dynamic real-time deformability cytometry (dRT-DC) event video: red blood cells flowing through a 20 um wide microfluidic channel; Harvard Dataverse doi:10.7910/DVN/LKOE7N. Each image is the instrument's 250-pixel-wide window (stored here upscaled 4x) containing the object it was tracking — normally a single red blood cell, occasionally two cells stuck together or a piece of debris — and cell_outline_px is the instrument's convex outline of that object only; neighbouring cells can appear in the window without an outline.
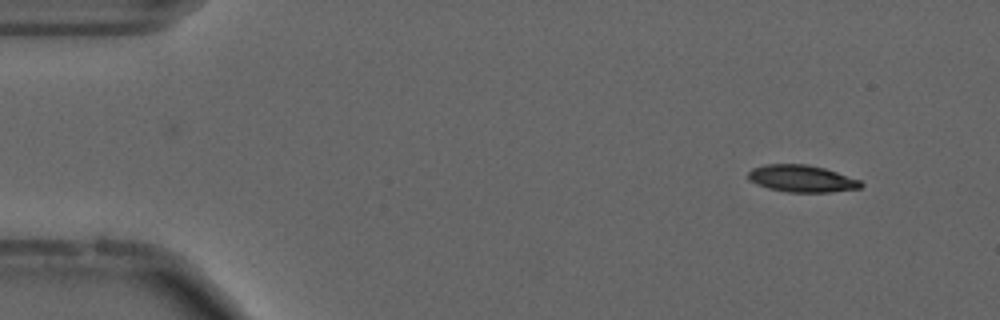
{"species": "common noctule bat (a hibernating species)", "species_latin": "Nyctalus noctula", "temperature_condition": "cold", "stored_images_in_passage": 27, "camera_frame_rate_fps": 3000, "um_per_image_px": 0.085, "animal": {"sex": "male", "forearm_length_mm": 52.5}, "frame": {"image": 1, "passage_image": 4, "time_ms": 1.0, "image_size_px": [1000, 320], "cell_outline_px": [[864, 184], [860, 188], [832, 192], [788, 192], [768, 188], [756, 184], [748, 180], [748, 172], [752, 168], [764, 164], [808, 164], [824, 168], [860, 180]], "centroid_in_image_um": [68.12, 15.18], "position_along_channel_um": 16.9, "area_um2": 17.8}}